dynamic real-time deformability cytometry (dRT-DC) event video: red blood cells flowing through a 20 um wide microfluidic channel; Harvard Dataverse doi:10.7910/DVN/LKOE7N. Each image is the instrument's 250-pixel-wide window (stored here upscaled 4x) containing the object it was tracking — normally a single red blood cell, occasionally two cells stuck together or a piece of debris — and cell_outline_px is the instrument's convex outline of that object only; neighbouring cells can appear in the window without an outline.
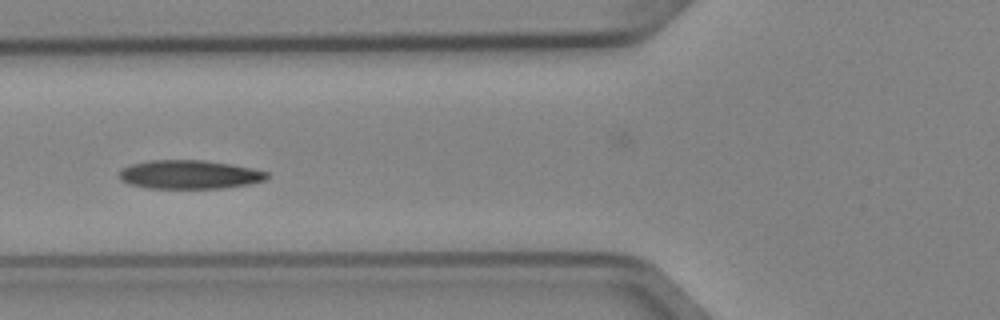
{"species": "Egyptian fruit bat (a non-hibernating species)", "species_latin": "Rousettus aegyptiacus", "temperature_condition": "cold", "stored_images_in_passage": 5, "camera_frame_rate_fps": 3000, "um_per_image_px": 0.085, "animal": {"sex": "female"}, "frame": {"image": 1, "passage_image": 5, "time_ms": 1.333, "image_size_px": [1000, 320], "cell_outline_px": [[268, 176], [264, 180], [248, 184], [224, 188], [148, 188], [128, 184], [120, 180], [120, 172], [124, 168], [132, 164], [148, 160], [204, 160], [232, 164], [252, 168], [268, 172]], "centroid_in_image_um": [16.1, 14.83], "position_along_channel_um": 109.7, "area_um2": 24.68}}